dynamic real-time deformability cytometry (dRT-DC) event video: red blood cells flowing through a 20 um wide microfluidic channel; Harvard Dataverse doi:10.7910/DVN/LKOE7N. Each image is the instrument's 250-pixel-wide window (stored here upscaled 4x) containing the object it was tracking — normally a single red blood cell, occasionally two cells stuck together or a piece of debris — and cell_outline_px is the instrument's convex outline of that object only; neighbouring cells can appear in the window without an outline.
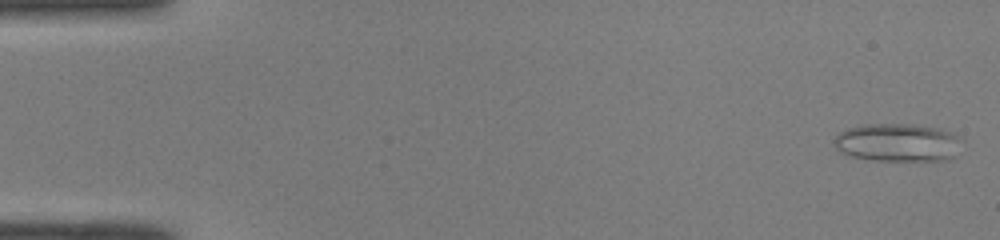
{"species": "common noctule bat (a hibernating species)", "species_latin": "Nyctalus noctula", "temperature_condition": "room temperature", "stored_images_in_passage": 50, "camera_frame_rate_fps": 3000, "um_per_image_px": 0.085, "animal": {"sex": "male", "body_mass_g": 19.0, "forearm_length_mm": 50.8}, "frame": {"image": 1, "passage_image": 2, "time_ms": 0.333, "image_size_px": [1000, 240], "cell_outline_px": [[956, 156], [948, 160], [872, 160], [844, 156], [836, 148], [836, 136], [840, 132], [848, 128], [864, 124], [912, 124], [940, 128], [956, 136]], "centroid_in_image_um": [76.22, 12.12], "position_along_channel_um": 8.8, "area_um2": 28.03}}
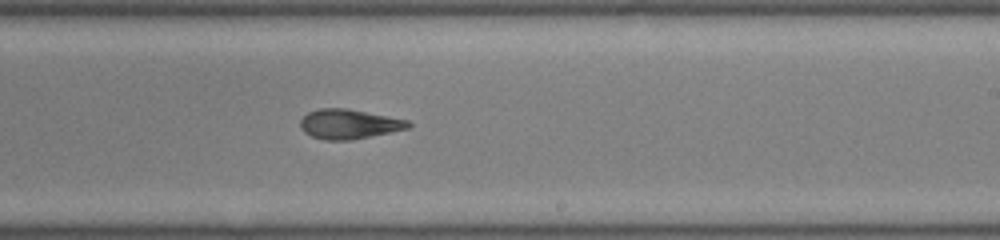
{"frame": {"image": 2, "passage_image": 31, "time_ms": 10.0, "image_size_px": [1000, 240], "cell_outline_px": [[412, 124], [408, 128], [352, 140], [324, 140], [312, 136], [304, 132], [300, 128], [300, 120], [308, 112], [320, 108], [348, 108], [408, 120]], "centroid_in_image_um": [29.64, 10.54], "position_along_channel_um": 259.4, "area_um2": 18.61}}
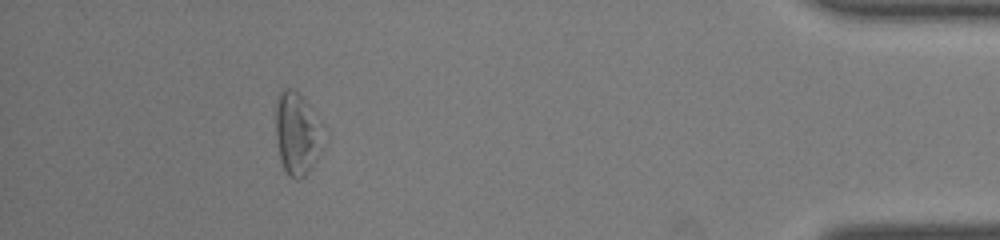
{"frame": {"image": 3, "passage_image": 46, "time_ms": 15.0, "image_size_px": [1000, 240], "cell_outline_px": [[324, 148], [312, 168], [300, 180], [296, 180], [288, 176], [280, 160], [276, 136], [276, 100], [280, 88], [292, 88], [300, 92], [320, 132]], "centroid_in_image_um": [25.2, 11.41], "position_along_channel_um": 410.0, "area_um2": 22.48}, "authors_computed_cell_mechanics": {"area_um2": 20.6635, "velocity_mm_per_s": 4.0796, "shape_relaxation_time_tau1_ms": null, "shape_relaxation_time_tau2_ms": 2.4992, "deformation_change_tau1": null, "deformation_change_tau2": 0.1038}}